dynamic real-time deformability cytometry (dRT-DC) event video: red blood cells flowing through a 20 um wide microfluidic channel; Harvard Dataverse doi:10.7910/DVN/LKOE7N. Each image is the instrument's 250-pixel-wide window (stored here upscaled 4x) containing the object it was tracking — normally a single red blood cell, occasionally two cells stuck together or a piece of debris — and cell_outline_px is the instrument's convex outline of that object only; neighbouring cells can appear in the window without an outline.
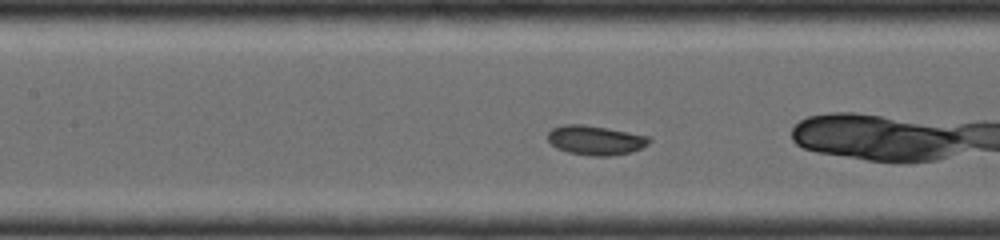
{"species": "common noctule bat (a hibernating species)", "species_latin": "Nyctalus noctula", "temperature_condition": "room temperature", "stored_images_in_passage": 18, "camera_frame_rate_fps": 4000, "um_per_image_px": 0.085, "animal": {"sex": "female", "body_mass_g": 19.0, "forearm_length_mm": 56.7}, "frame": {"image": 1, "passage_image": 8, "time_ms": 2.25, "image_size_px": [1000, 240], "cell_outline_px": [[652, 140], [648, 144], [632, 152], [608, 156], [592, 156], [568, 152], [556, 148], [548, 140], [548, 132], [552, 128], [564, 124], [584, 124], [628, 132], [648, 136]], "centroid_in_image_um": [50.6, 11.92], "position_along_channel_um": 156.8, "area_um2": 17.34}}
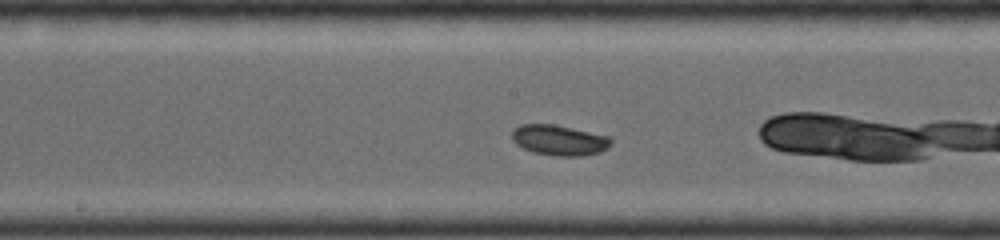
{"frame": {"image": 2, "passage_image": 11, "time_ms": 3.25, "image_size_px": [1000, 240], "cell_outline_px": [[612, 144], [608, 148], [600, 152], [580, 156], [552, 156], [532, 152], [516, 144], [512, 140], [512, 132], [520, 124], [552, 124], [612, 136]], "centroid_in_image_um": [47.57, 11.92], "position_along_channel_um": 200.6, "area_um2": 17.74}}
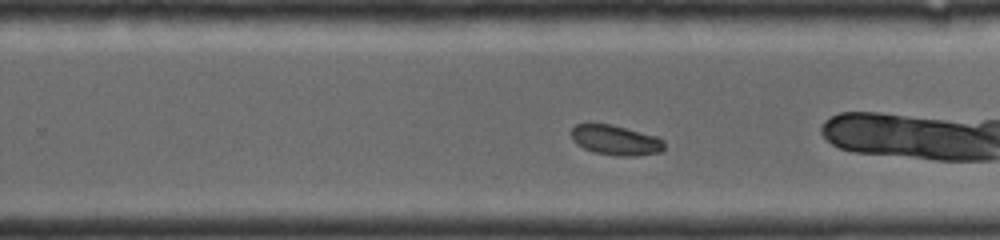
{"frame": {"image": 3, "passage_image": 16, "time_ms": 5.0, "image_size_px": [1000, 240], "cell_outline_px": [[664, 152], [636, 156], [616, 156], [596, 152], [584, 148], [576, 144], [572, 140], [572, 128], [576, 124], [608, 124], [656, 136], [664, 140]], "centroid_in_image_um": [52.36, 11.93], "position_along_channel_um": 277.4, "area_um2": 16.13}}